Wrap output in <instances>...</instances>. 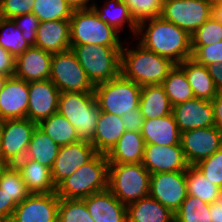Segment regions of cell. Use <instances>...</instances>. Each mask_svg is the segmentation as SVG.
I'll return each instance as SVG.
<instances>
[{
  "label": "cell",
  "mask_w": 222,
  "mask_h": 222,
  "mask_svg": "<svg viewBox=\"0 0 222 222\" xmlns=\"http://www.w3.org/2000/svg\"><path fill=\"white\" fill-rule=\"evenodd\" d=\"M35 45L49 53L71 49L70 20L43 21L38 25Z\"/></svg>",
  "instance_id": "cell-22"
},
{
  "label": "cell",
  "mask_w": 222,
  "mask_h": 222,
  "mask_svg": "<svg viewBox=\"0 0 222 222\" xmlns=\"http://www.w3.org/2000/svg\"><path fill=\"white\" fill-rule=\"evenodd\" d=\"M142 164L150 174L186 171L189 167L181 145L145 144Z\"/></svg>",
  "instance_id": "cell-16"
},
{
  "label": "cell",
  "mask_w": 222,
  "mask_h": 222,
  "mask_svg": "<svg viewBox=\"0 0 222 222\" xmlns=\"http://www.w3.org/2000/svg\"><path fill=\"white\" fill-rule=\"evenodd\" d=\"M37 126L59 146L79 141L77 130L59 112L41 120Z\"/></svg>",
  "instance_id": "cell-32"
},
{
  "label": "cell",
  "mask_w": 222,
  "mask_h": 222,
  "mask_svg": "<svg viewBox=\"0 0 222 222\" xmlns=\"http://www.w3.org/2000/svg\"><path fill=\"white\" fill-rule=\"evenodd\" d=\"M70 20V45L123 46L114 27L100 20L91 8L74 9Z\"/></svg>",
  "instance_id": "cell-7"
},
{
  "label": "cell",
  "mask_w": 222,
  "mask_h": 222,
  "mask_svg": "<svg viewBox=\"0 0 222 222\" xmlns=\"http://www.w3.org/2000/svg\"><path fill=\"white\" fill-rule=\"evenodd\" d=\"M192 46H205L222 40V24L212 16L191 36Z\"/></svg>",
  "instance_id": "cell-41"
},
{
  "label": "cell",
  "mask_w": 222,
  "mask_h": 222,
  "mask_svg": "<svg viewBox=\"0 0 222 222\" xmlns=\"http://www.w3.org/2000/svg\"><path fill=\"white\" fill-rule=\"evenodd\" d=\"M57 112L77 130L79 141L93 142L100 115L94 92H61Z\"/></svg>",
  "instance_id": "cell-4"
},
{
  "label": "cell",
  "mask_w": 222,
  "mask_h": 222,
  "mask_svg": "<svg viewBox=\"0 0 222 222\" xmlns=\"http://www.w3.org/2000/svg\"><path fill=\"white\" fill-rule=\"evenodd\" d=\"M125 131H139L141 130L142 124L144 122V117L140 112V109H134L130 112L124 113L121 116Z\"/></svg>",
  "instance_id": "cell-46"
},
{
  "label": "cell",
  "mask_w": 222,
  "mask_h": 222,
  "mask_svg": "<svg viewBox=\"0 0 222 222\" xmlns=\"http://www.w3.org/2000/svg\"><path fill=\"white\" fill-rule=\"evenodd\" d=\"M141 88L120 74L107 82L95 85L94 94L100 111L122 116L139 108Z\"/></svg>",
  "instance_id": "cell-8"
},
{
  "label": "cell",
  "mask_w": 222,
  "mask_h": 222,
  "mask_svg": "<svg viewBox=\"0 0 222 222\" xmlns=\"http://www.w3.org/2000/svg\"><path fill=\"white\" fill-rule=\"evenodd\" d=\"M150 176L142 163L109 164L108 189L127 206L149 196Z\"/></svg>",
  "instance_id": "cell-6"
},
{
  "label": "cell",
  "mask_w": 222,
  "mask_h": 222,
  "mask_svg": "<svg viewBox=\"0 0 222 222\" xmlns=\"http://www.w3.org/2000/svg\"><path fill=\"white\" fill-rule=\"evenodd\" d=\"M135 37L144 48L170 59L174 64L191 58V35L161 16L138 23Z\"/></svg>",
  "instance_id": "cell-1"
},
{
  "label": "cell",
  "mask_w": 222,
  "mask_h": 222,
  "mask_svg": "<svg viewBox=\"0 0 222 222\" xmlns=\"http://www.w3.org/2000/svg\"><path fill=\"white\" fill-rule=\"evenodd\" d=\"M128 7L131 17L138 24L143 20L161 16L164 0H121Z\"/></svg>",
  "instance_id": "cell-40"
},
{
  "label": "cell",
  "mask_w": 222,
  "mask_h": 222,
  "mask_svg": "<svg viewBox=\"0 0 222 222\" xmlns=\"http://www.w3.org/2000/svg\"><path fill=\"white\" fill-rule=\"evenodd\" d=\"M180 144L187 163L194 166L222 147V134L215 126L192 129L181 133Z\"/></svg>",
  "instance_id": "cell-13"
},
{
  "label": "cell",
  "mask_w": 222,
  "mask_h": 222,
  "mask_svg": "<svg viewBox=\"0 0 222 222\" xmlns=\"http://www.w3.org/2000/svg\"><path fill=\"white\" fill-rule=\"evenodd\" d=\"M0 188L18 205L31 193L15 165H9L0 177Z\"/></svg>",
  "instance_id": "cell-38"
},
{
  "label": "cell",
  "mask_w": 222,
  "mask_h": 222,
  "mask_svg": "<svg viewBox=\"0 0 222 222\" xmlns=\"http://www.w3.org/2000/svg\"><path fill=\"white\" fill-rule=\"evenodd\" d=\"M50 80L60 93L94 92L95 86L88 79L72 49L52 55Z\"/></svg>",
  "instance_id": "cell-9"
},
{
  "label": "cell",
  "mask_w": 222,
  "mask_h": 222,
  "mask_svg": "<svg viewBox=\"0 0 222 222\" xmlns=\"http://www.w3.org/2000/svg\"><path fill=\"white\" fill-rule=\"evenodd\" d=\"M208 73L214 80L215 86L218 91H222V62L218 64H210L206 66Z\"/></svg>",
  "instance_id": "cell-50"
},
{
  "label": "cell",
  "mask_w": 222,
  "mask_h": 222,
  "mask_svg": "<svg viewBox=\"0 0 222 222\" xmlns=\"http://www.w3.org/2000/svg\"><path fill=\"white\" fill-rule=\"evenodd\" d=\"M13 21L22 32V36L25 38L26 42L29 45L34 46L37 34L36 32L40 23L39 19L33 13H29L15 17Z\"/></svg>",
  "instance_id": "cell-45"
},
{
  "label": "cell",
  "mask_w": 222,
  "mask_h": 222,
  "mask_svg": "<svg viewBox=\"0 0 222 222\" xmlns=\"http://www.w3.org/2000/svg\"><path fill=\"white\" fill-rule=\"evenodd\" d=\"M177 65L184 71L195 98L211 101L216 96L218 90L206 66L195 62L192 58Z\"/></svg>",
  "instance_id": "cell-28"
},
{
  "label": "cell",
  "mask_w": 222,
  "mask_h": 222,
  "mask_svg": "<svg viewBox=\"0 0 222 222\" xmlns=\"http://www.w3.org/2000/svg\"><path fill=\"white\" fill-rule=\"evenodd\" d=\"M59 149L60 146L37 126L32 133L25 157L52 169Z\"/></svg>",
  "instance_id": "cell-31"
},
{
  "label": "cell",
  "mask_w": 222,
  "mask_h": 222,
  "mask_svg": "<svg viewBox=\"0 0 222 222\" xmlns=\"http://www.w3.org/2000/svg\"><path fill=\"white\" fill-rule=\"evenodd\" d=\"M9 77H10L9 75H4L0 73V91L4 88V85Z\"/></svg>",
  "instance_id": "cell-55"
},
{
  "label": "cell",
  "mask_w": 222,
  "mask_h": 222,
  "mask_svg": "<svg viewBox=\"0 0 222 222\" xmlns=\"http://www.w3.org/2000/svg\"><path fill=\"white\" fill-rule=\"evenodd\" d=\"M97 154L94 146L85 141H77L60 146L58 155L51 169L53 183L57 187L83 164L89 162Z\"/></svg>",
  "instance_id": "cell-15"
},
{
  "label": "cell",
  "mask_w": 222,
  "mask_h": 222,
  "mask_svg": "<svg viewBox=\"0 0 222 222\" xmlns=\"http://www.w3.org/2000/svg\"><path fill=\"white\" fill-rule=\"evenodd\" d=\"M127 222H175V214L151 196L126 206Z\"/></svg>",
  "instance_id": "cell-27"
},
{
  "label": "cell",
  "mask_w": 222,
  "mask_h": 222,
  "mask_svg": "<svg viewBox=\"0 0 222 222\" xmlns=\"http://www.w3.org/2000/svg\"><path fill=\"white\" fill-rule=\"evenodd\" d=\"M122 47L93 44L71 45L78 62L94 86L120 75Z\"/></svg>",
  "instance_id": "cell-5"
},
{
  "label": "cell",
  "mask_w": 222,
  "mask_h": 222,
  "mask_svg": "<svg viewBox=\"0 0 222 222\" xmlns=\"http://www.w3.org/2000/svg\"><path fill=\"white\" fill-rule=\"evenodd\" d=\"M59 202L56 192L31 193L16 206L9 222H57Z\"/></svg>",
  "instance_id": "cell-14"
},
{
  "label": "cell",
  "mask_w": 222,
  "mask_h": 222,
  "mask_svg": "<svg viewBox=\"0 0 222 222\" xmlns=\"http://www.w3.org/2000/svg\"><path fill=\"white\" fill-rule=\"evenodd\" d=\"M124 132L125 127L121 116L100 111L95 135L91 144L94 146L97 153L106 155L118 142Z\"/></svg>",
  "instance_id": "cell-25"
},
{
  "label": "cell",
  "mask_w": 222,
  "mask_h": 222,
  "mask_svg": "<svg viewBox=\"0 0 222 222\" xmlns=\"http://www.w3.org/2000/svg\"><path fill=\"white\" fill-rule=\"evenodd\" d=\"M108 169L109 162L106 155L97 153L56 187L57 196L66 199H83L107 189Z\"/></svg>",
  "instance_id": "cell-3"
},
{
  "label": "cell",
  "mask_w": 222,
  "mask_h": 222,
  "mask_svg": "<svg viewBox=\"0 0 222 222\" xmlns=\"http://www.w3.org/2000/svg\"><path fill=\"white\" fill-rule=\"evenodd\" d=\"M145 142L139 131H125L106 154L109 164L142 163Z\"/></svg>",
  "instance_id": "cell-24"
},
{
  "label": "cell",
  "mask_w": 222,
  "mask_h": 222,
  "mask_svg": "<svg viewBox=\"0 0 222 222\" xmlns=\"http://www.w3.org/2000/svg\"><path fill=\"white\" fill-rule=\"evenodd\" d=\"M52 53L30 46L15 58L14 76L26 82L50 79Z\"/></svg>",
  "instance_id": "cell-20"
},
{
  "label": "cell",
  "mask_w": 222,
  "mask_h": 222,
  "mask_svg": "<svg viewBox=\"0 0 222 222\" xmlns=\"http://www.w3.org/2000/svg\"><path fill=\"white\" fill-rule=\"evenodd\" d=\"M34 3L35 0H0V17L14 19L32 13Z\"/></svg>",
  "instance_id": "cell-44"
},
{
  "label": "cell",
  "mask_w": 222,
  "mask_h": 222,
  "mask_svg": "<svg viewBox=\"0 0 222 222\" xmlns=\"http://www.w3.org/2000/svg\"><path fill=\"white\" fill-rule=\"evenodd\" d=\"M0 45L6 49L14 58L25 52L29 45L22 32L16 26L13 19L0 17Z\"/></svg>",
  "instance_id": "cell-36"
},
{
  "label": "cell",
  "mask_w": 222,
  "mask_h": 222,
  "mask_svg": "<svg viewBox=\"0 0 222 222\" xmlns=\"http://www.w3.org/2000/svg\"><path fill=\"white\" fill-rule=\"evenodd\" d=\"M121 49L120 74L141 87L146 85H160L168 76L175 64L168 58L136 44V48Z\"/></svg>",
  "instance_id": "cell-2"
},
{
  "label": "cell",
  "mask_w": 222,
  "mask_h": 222,
  "mask_svg": "<svg viewBox=\"0 0 222 222\" xmlns=\"http://www.w3.org/2000/svg\"><path fill=\"white\" fill-rule=\"evenodd\" d=\"M95 2L92 1L90 7L96 12L100 20L114 27L118 32H123L126 27L125 24H128L127 26H129L128 28L135 39L138 24L131 17L129 9L123 1L108 0L100 9Z\"/></svg>",
  "instance_id": "cell-30"
},
{
  "label": "cell",
  "mask_w": 222,
  "mask_h": 222,
  "mask_svg": "<svg viewBox=\"0 0 222 222\" xmlns=\"http://www.w3.org/2000/svg\"><path fill=\"white\" fill-rule=\"evenodd\" d=\"M211 16L222 24V4H212Z\"/></svg>",
  "instance_id": "cell-53"
},
{
  "label": "cell",
  "mask_w": 222,
  "mask_h": 222,
  "mask_svg": "<svg viewBox=\"0 0 222 222\" xmlns=\"http://www.w3.org/2000/svg\"><path fill=\"white\" fill-rule=\"evenodd\" d=\"M10 164L4 159V157L0 154V177L3 174L4 170L9 166Z\"/></svg>",
  "instance_id": "cell-54"
},
{
  "label": "cell",
  "mask_w": 222,
  "mask_h": 222,
  "mask_svg": "<svg viewBox=\"0 0 222 222\" xmlns=\"http://www.w3.org/2000/svg\"><path fill=\"white\" fill-rule=\"evenodd\" d=\"M95 222H127V208L107 188L82 199Z\"/></svg>",
  "instance_id": "cell-21"
},
{
  "label": "cell",
  "mask_w": 222,
  "mask_h": 222,
  "mask_svg": "<svg viewBox=\"0 0 222 222\" xmlns=\"http://www.w3.org/2000/svg\"><path fill=\"white\" fill-rule=\"evenodd\" d=\"M15 166L19 169L30 193L56 192L50 168L26 157L18 161Z\"/></svg>",
  "instance_id": "cell-26"
},
{
  "label": "cell",
  "mask_w": 222,
  "mask_h": 222,
  "mask_svg": "<svg viewBox=\"0 0 222 222\" xmlns=\"http://www.w3.org/2000/svg\"><path fill=\"white\" fill-rule=\"evenodd\" d=\"M28 102V82L9 77L0 91V120L27 118Z\"/></svg>",
  "instance_id": "cell-19"
},
{
  "label": "cell",
  "mask_w": 222,
  "mask_h": 222,
  "mask_svg": "<svg viewBox=\"0 0 222 222\" xmlns=\"http://www.w3.org/2000/svg\"><path fill=\"white\" fill-rule=\"evenodd\" d=\"M211 222H222V188H220L218 200L210 204Z\"/></svg>",
  "instance_id": "cell-51"
},
{
  "label": "cell",
  "mask_w": 222,
  "mask_h": 222,
  "mask_svg": "<svg viewBox=\"0 0 222 222\" xmlns=\"http://www.w3.org/2000/svg\"><path fill=\"white\" fill-rule=\"evenodd\" d=\"M0 73L14 76L15 58L0 45Z\"/></svg>",
  "instance_id": "cell-48"
},
{
  "label": "cell",
  "mask_w": 222,
  "mask_h": 222,
  "mask_svg": "<svg viewBox=\"0 0 222 222\" xmlns=\"http://www.w3.org/2000/svg\"><path fill=\"white\" fill-rule=\"evenodd\" d=\"M187 195L196 196L207 204L218 200L220 187L208 180L195 166L186 170Z\"/></svg>",
  "instance_id": "cell-34"
},
{
  "label": "cell",
  "mask_w": 222,
  "mask_h": 222,
  "mask_svg": "<svg viewBox=\"0 0 222 222\" xmlns=\"http://www.w3.org/2000/svg\"><path fill=\"white\" fill-rule=\"evenodd\" d=\"M139 109L144 120H148L171 114L173 106L161 84L146 85L141 88Z\"/></svg>",
  "instance_id": "cell-29"
},
{
  "label": "cell",
  "mask_w": 222,
  "mask_h": 222,
  "mask_svg": "<svg viewBox=\"0 0 222 222\" xmlns=\"http://www.w3.org/2000/svg\"><path fill=\"white\" fill-rule=\"evenodd\" d=\"M17 204L0 188V222H9Z\"/></svg>",
  "instance_id": "cell-47"
},
{
  "label": "cell",
  "mask_w": 222,
  "mask_h": 222,
  "mask_svg": "<svg viewBox=\"0 0 222 222\" xmlns=\"http://www.w3.org/2000/svg\"><path fill=\"white\" fill-rule=\"evenodd\" d=\"M57 222H95L82 199L60 198Z\"/></svg>",
  "instance_id": "cell-39"
},
{
  "label": "cell",
  "mask_w": 222,
  "mask_h": 222,
  "mask_svg": "<svg viewBox=\"0 0 222 222\" xmlns=\"http://www.w3.org/2000/svg\"><path fill=\"white\" fill-rule=\"evenodd\" d=\"M37 123L28 118L9 119L1 122L0 154L11 165L25 158L29 142Z\"/></svg>",
  "instance_id": "cell-11"
},
{
  "label": "cell",
  "mask_w": 222,
  "mask_h": 222,
  "mask_svg": "<svg viewBox=\"0 0 222 222\" xmlns=\"http://www.w3.org/2000/svg\"><path fill=\"white\" fill-rule=\"evenodd\" d=\"M140 133L145 144L181 145V133L172 113L157 119L144 120Z\"/></svg>",
  "instance_id": "cell-23"
},
{
  "label": "cell",
  "mask_w": 222,
  "mask_h": 222,
  "mask_svg": "<svg viewBox=\"0 0 222 222\" xmlns=\"http://www.w3.org/2000/svg\"><path fill=\"white\" fill-rule=\"evenodd\" d=\"M74 9H86L91 6L92 0H66Z\"/></svg>",
  "instance_id": "cell-52"
},
{
  "label": "cell",
  "mask_w": 222,
  "mask_h": 222,
  "mask_svg": "<svg viewBox=\"0 0 222 222\" xmlns=\"http://www.w3.org/2000/svg\"><path fill=\"white\" fill-rule=\"evenodd\" d=\"M73 10L66 0H35L32 13L43 22L69 20Z\"/></svg>",
  "instance_id": "cell-35"
},
{
  "label": "cell",
  "mask_w": 222,
  "mask_h": 222,
  "mask_svg": "<svg viewBox=\"0 0 222 222\" xmlns=\"http://www.w3.org/2000/svg\"><path fill=\"white\" fill-rule=\"evenodd\" d=\"M28 89V119L38 124L57 112L60 91L50 79L29 82Z\"/></svg>",
  "instance_id": "cell-17"
},
{
  "label": "cell",
  "mask_w": 222,
  "mask_h": 222,
  "mask_svg": "<svg viewBox=\"0 0 222 222\" xmlns=\"http://www.w3.org/2000/svg\"><path fill=\"white\" fill-rule=\"evenodd\" d=\"M161 85L172 106L195 98L184 71L177 64L169 71Z\"/></svg>",
  "instance_id": "cell-33"
},
{
  "label": "cell",
  "mask_w": 222,
  "mask_h": 222,
  "mask_svg": "<svg viewBox=\"0 0 222 222\" xmlns=\"http://www.w3.org/2000/svg\"><path fill=\"white\" fill-rule=\"evenodd\" d=\"M211 15L210 0H164L161 17L192 36Z\"/></svg>",
  "instance_id": "cell-10"
},
{
  "label": "cell",
  "mask_w": 222,
  "mask_h": 222,
  "mask_svg": "<svg viewBox=\"0 0 222 222\" xmlns=\"http://www.w3.org/2000/svg\"><path fill=\"white\" fill-rule=\"evenodd\" d=\"M191 58L204 66L222 62V40L205 46H192Z\"/></svg>",
  "instance_id": "cell-43"
},
{
  "label": "cell",
  "mask_w": 222,
  "mask_h": 222,
  "mask_svg": "<svg viewBox=\"0 0 222 222\" xmlns=\"http://www.w3.org/2000/svg\"><path fill=\"white\" fill-rule=\"evenodd\" d=\"M194 166L213 184L222 188V147Z\"/></svg>",
  "instance_id": "cell-42"
},
{
  "label": "cell",
  "mask_w": 222,
  "mask_h": 222,
  "mask_svg": "<svg viewBox=\"0 0 222 222\" xmlns=\"http://www.w3.org/2000/svg\"><path fill=\"white\" fill-rule=\"evenodd\" d=\"M212 4H222V0H210Z\"/></svg>",
  "instance_id": "cell-56"
},
{
  "label": "cell",
  "mask_w": 222,
  "mask_h": 222,
  "mask_svg": "<svg viewBox=\"0 0 222 222\" xmlns=\"http://www.w3.org/2000/svg\"><path fill=\"white\" fill-rule=\"evenodd\" d=\"M149 196L175 214L187 197L186 171L151 174Z\"/></svg>",
  "instance_id": "cell-12"
},
{
  "label": "cell",
  "mask_w": 222,
  "mask_h": 222,
  "mask_svg": "<svg viewBox=\"0 0 222 222\" xmlns=\"http://www.w3.org/2000/svg\"><path fill=\"white\" fill-rule=\"evenodd\" d=\"M172 114L180 133L215 124L212 102L205 99L193 98L173 106Z\"/></svg>",
  "instance_id": "cell-18"
},
{
  "label": "cell",
  "mask_w": 222,
  "mask_h": 222,
  "mask_svg": "<svg viewBox=\"0 0 222 222\" xmlns=\"http://www.w3.org/2000/svg\"><path fill=\"white\" fill-rule=\"evenodd\" d=\"M211 102L214 112V126L222 134V91H218Z\"/></svg>",
  "instance_id": "cell-49"
},
{
  "label": "cell",
  "mask_w": 222,
  "mask_h": 222,
  "mask_svg": "<svg viewBox=\"0 0 222 222\" xmlns=\"http://www.w3.org/2000/svg\"><path fill=\"white\" fill-rule=\"evenodd\" d=\"M210 204L196 196L187 195L175 212V222H211Z\"/></svg>",
  "instance_id": "cell-37"
}]
</instances>
